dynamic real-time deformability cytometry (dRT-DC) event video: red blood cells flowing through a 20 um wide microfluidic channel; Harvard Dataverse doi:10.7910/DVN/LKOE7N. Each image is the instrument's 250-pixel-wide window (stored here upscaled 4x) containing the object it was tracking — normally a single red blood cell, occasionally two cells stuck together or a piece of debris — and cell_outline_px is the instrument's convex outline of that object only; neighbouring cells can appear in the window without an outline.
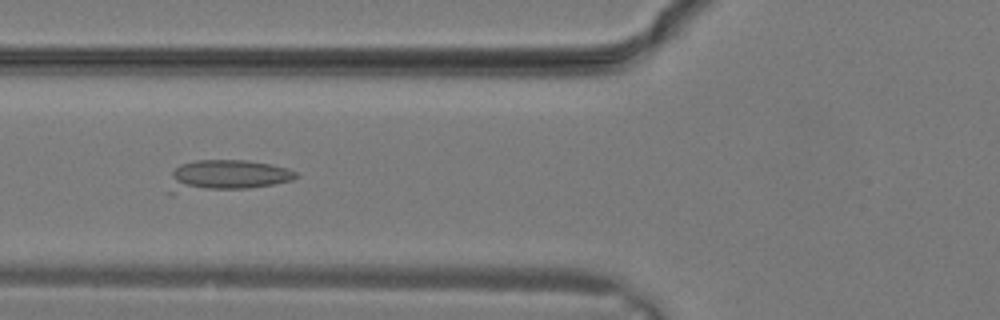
{"species": "common noctule bat (a hibernating species)", "species_latin": "Nyctalus noctula", "temperature_condition": "warm", "stored_images_in_passage": 20, "camera_frame_rate_fps": 3000, "um_per_image_px": 0.085, "animal": {"sex": "male", "body_mass_g": 19.2, "forearm_length_mm": 51.8}, "frame": {"image": 1, "passage_image": 5, "time_ms": 1.333, "image_size_px": [1000, 320], "cell_outline_px": [[300, 176], [292, 180], [272, 184], [248, 188], [208, 188], [176, 184], [172, 176], [172, 172], [180, 164], [196, 160], [244, 160], [272, 164], [288, 168], [296, 172]], "centroid_in_image_um": [19.62, 14.79], "position_along_channel_um": 106.2, "area_um2": 20.63}}
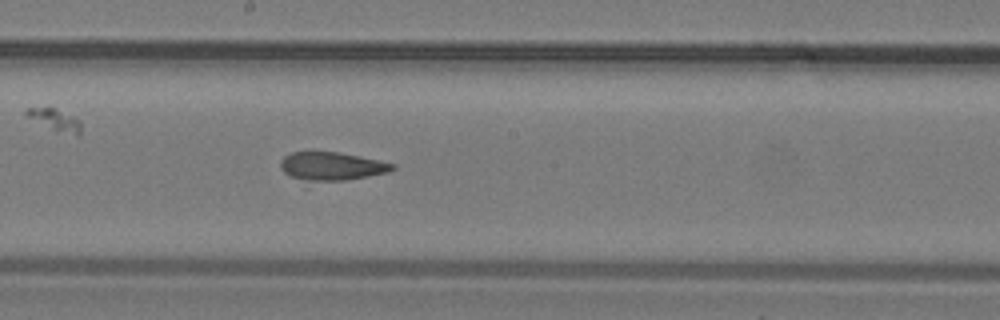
{"frame": {"image": 2, "passage_image": 10, "time_ms": 3.0, "image_size_px": [1000, 320], "cell_outline_px": [[396, 168], [388, 172], [344, 180], [308, 180], [292, 176], [284, 172], [280, 168], [280, 160], [284, 156], [292, 152], [308, 148], [336, 152], [360, 156], [396, 164]], "centroid_in_image_um": [28.15, 14.06], "position_along_channel_um": 220.1, "area_um2": 18.67}}
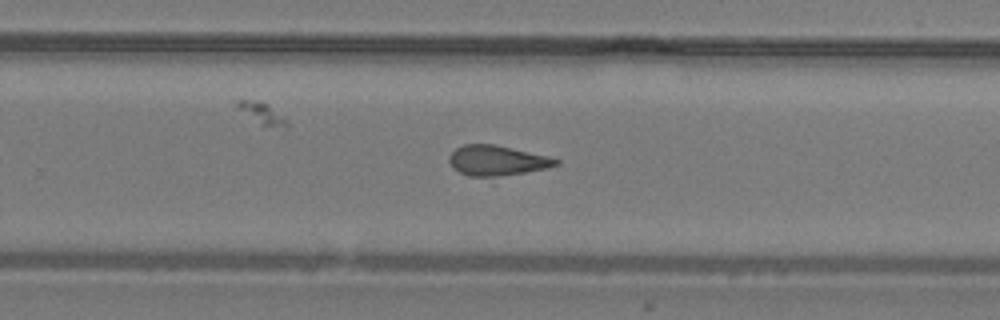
{"frame": {"image": 3, "passage_image": 13, "time_ms": 4.0, "image_size_px": [1000, 320], "cell_outline_px": [[560, 164], [548, 168], [500, 176], [468, 176], [452, 168], [448, 160], [448, 156], [456, 148], [464, 144], [496, 144], [548, 156], [560, 160]], "centroid_in_image_um": [42.23, 13.63], "position_along_channel_um": 287.6, "area_um2": 18.79}}